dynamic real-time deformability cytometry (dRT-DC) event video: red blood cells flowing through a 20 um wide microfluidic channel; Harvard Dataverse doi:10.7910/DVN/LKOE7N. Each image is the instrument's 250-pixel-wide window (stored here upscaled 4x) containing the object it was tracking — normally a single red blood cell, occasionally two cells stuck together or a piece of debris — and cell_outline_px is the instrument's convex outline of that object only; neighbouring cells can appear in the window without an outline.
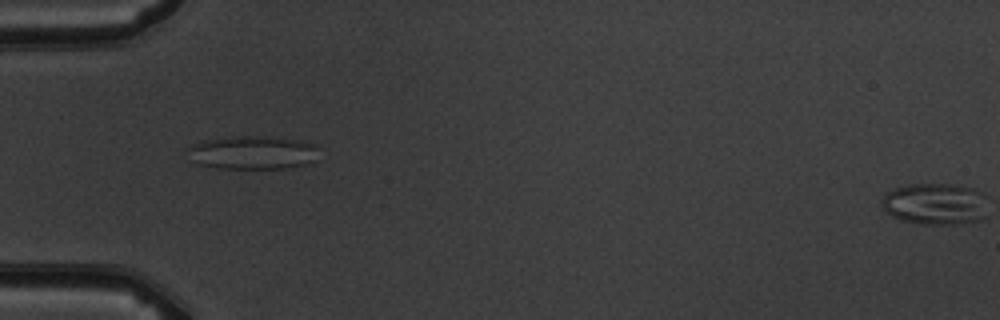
{"species": "common noctule bat (a hibernating species)", "species_latin": "Nyctalus noctula", "temperature_condition": "warm", "stored_images_in_passage": 6, "camera_frame_rate_fps": 3000, "um_per_image_px": 0.085, "animal": {"sex": "male", "body_mass_g": 19.5, "forearm_length_mm": 54.6}, "frame": {"image": 1, "passage_image": 5, "time_ms": 5.333, "image_size_px": [1000, 320], "cell_outline_px": [[316, 160], [308, 164], [284, 168], [220, 168], [196, 164], [188, 160], [184, 148], [200, 140], [232, 136], [256, 136], [300, 140], [316, 144]], "centroid_in_image_um": [21.36, 12.96], "position_along_channel_um": 63.6, "area_um2": 26.01}}
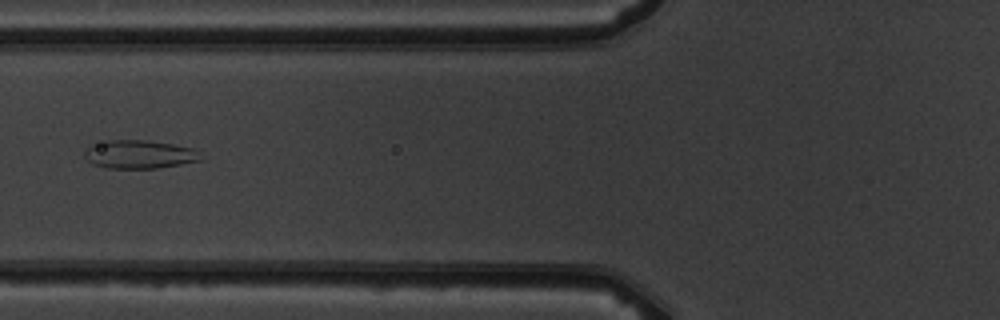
{"frame": {"image": 2, "passage_image": 6, "time_ms": 6.667, "image_size_px": [1000, 320], "cell_outline_px": [[200, 160], [180, 164], [156, 168], [108, 168], [92, 164], [84, 156], [84, 152], [88, 148], [108, 140], [148, 140], [172, 144], [192, 148]], "centroid_in_image_um": [11.79, 13.12], "position_along_channel_um": 114.0, "area_um2": 18.67}}